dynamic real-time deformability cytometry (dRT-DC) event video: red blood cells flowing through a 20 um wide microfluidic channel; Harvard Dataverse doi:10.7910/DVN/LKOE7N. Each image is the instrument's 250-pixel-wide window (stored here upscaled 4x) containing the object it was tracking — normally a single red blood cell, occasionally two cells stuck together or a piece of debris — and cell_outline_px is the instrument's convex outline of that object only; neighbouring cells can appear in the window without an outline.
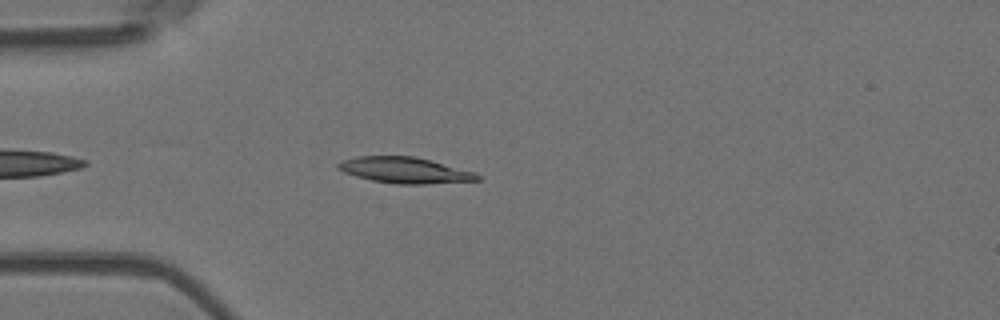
{"species": "Egyptian fruit bat (a non-hibernating species)", "species_latin": "Rousettus aegyptiacus", "temperature_condition": "room temperature", "stored_images_in_passage": 6, "camera_frame_rate_fps": 3000, "um_per_image_px": 0.085, "animal": {"sex": "female"}, "frame": {"image": 1, "passage_image": 5, "time_ms": 1.333, "image_size_px": [1000, 320], "cell_outline_px": [[480, 180], [424, 184], [396, 184], [372, 180], [356, 176], [344, 172], [336, 168], [336, 164], [340, 160], [356, 156], [412, 156], [428, 160], [472, 172], [480, 176]], "centroid_in_image_um": [34.3, 14.47], "position_along_channel_um": 50.7, "area_um2": 20.75}}